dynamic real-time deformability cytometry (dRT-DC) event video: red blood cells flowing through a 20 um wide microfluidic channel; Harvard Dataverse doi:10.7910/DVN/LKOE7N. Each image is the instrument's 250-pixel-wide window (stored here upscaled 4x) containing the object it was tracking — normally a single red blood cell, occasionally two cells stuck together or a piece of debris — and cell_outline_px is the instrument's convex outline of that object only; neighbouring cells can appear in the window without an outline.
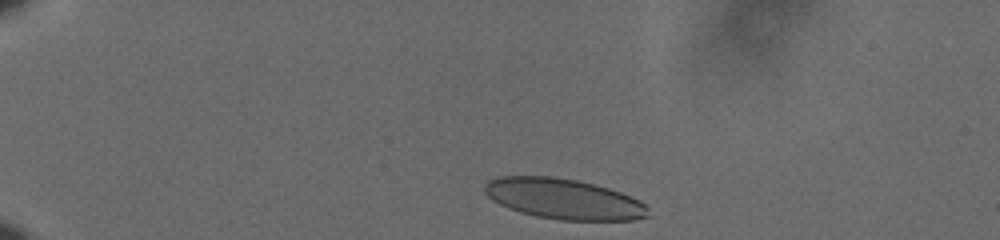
{"species": "human", "species_latin": "Homo sapiens", "temperature_condition": "cold", "stored_images_in_passage": 43, "camera_frame_rate_fps": 3000, "um_per_image_px": 0.085, "donor": {"sex": "male"}, "frame": {"image": 1, "passage_image": 2, "time_ms": 0.333, "image_size_px": [1000, 240], "cell_outline_px": [[648, 216], [636, 220], [560, 220], [536, 216], [520, 212], [508, 208], [492, 200], [484, 192], [484, 184], [488, 180], [500, 176], [552, 176], [576, 180], [608, 188], [620, 192], [640, 200], [648, 208]], "centroid_in_image_um": [47.89, 16.91], "position_along_channel_um": 37.1, "area_um2": 38.55}}
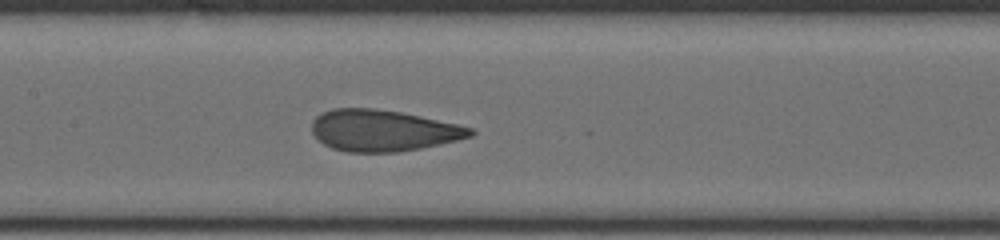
{"frame": {"image": 2, "passage_image": 20, "time_ms": 6.333, "image_size_px": [1000, 240], "cell_outline_px": [[476, 132], [472, 136], [440, 144], [420, 148], [396, 152], [348, 152], [332, 148], [324, 144], [312, 132], [312, 120], [316, 116], [332, 108], [376, 108], [400, 112], [420, 116], [456, 124], [472, 128]], "centroid_in_image_um": [32.54, 11.09], "position_along_channel_um": 174.9, "area_um2": 38.03}}
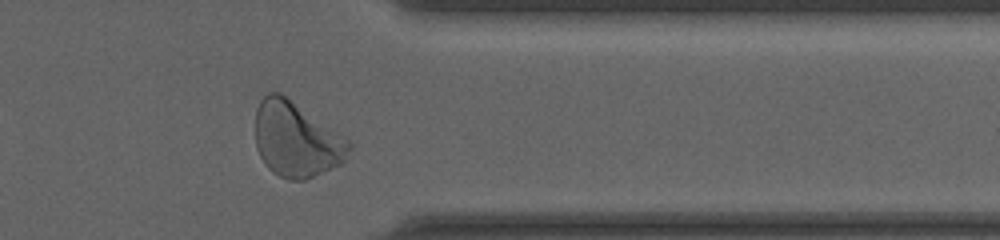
{"frame": {"image": 3, "passage_image": 38, "time_ms": 12.333, "image_size_px": [1000, 240], "cell_outline_px": [[352, 148], [344, 160], [340, 164], [304, 180], [288, 180], [272, 172], [264, 164], [256, 148], [256, 108], [260, 100], [268, 92], [280, 92], [344, 136], [352, 144]], "centroid_in_image_um": [25.17, 11.86], "position_along_channel_um": 386.2, "area_um2": 40.86}, "authors_computed_cell_mechanics": {"area_um2": 39.1884, "velocity_mm_per_s": 3.5776, "shape_relaxation_time_tau1_ms": 6.683, "shape_relaxation_time_tau2_ms": null, "deformation_change_tau1": 0.1828, "deformation_change_tau2": null}}